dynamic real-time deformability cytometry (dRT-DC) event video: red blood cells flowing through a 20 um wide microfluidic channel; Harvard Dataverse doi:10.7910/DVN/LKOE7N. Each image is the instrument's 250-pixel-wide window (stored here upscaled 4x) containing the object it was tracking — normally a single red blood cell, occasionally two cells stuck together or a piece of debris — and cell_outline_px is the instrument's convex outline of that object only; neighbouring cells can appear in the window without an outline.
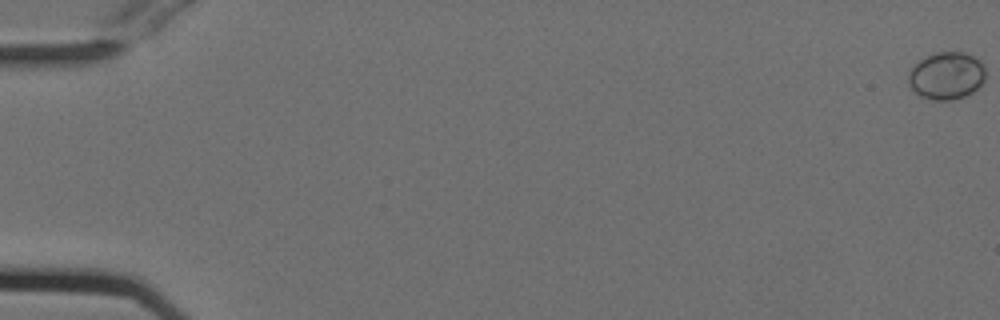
{"species": "Egyptian fruit bat (a non-hibernating species)", "species_latin": "Rousettus aegyptiacus", "temperature_condition": "cold", "stored_images_in_passage": 15, "camera_frame_rate_fps": 3000, "um_per_image_px": 0.085, "animal": {"sex": "female"}, "frame": {"image": 1, "passage_image": 1, "time_ms": 0.0, "image_size_px": [1000, 320], "cell_outline_px": [[984, 80], [972, 92], [964, 96], [952, 100], [932, 100], [920, 96], [912, 92], [908, 84], [908, 72], [916, 60], [936, 52], [964, 52], [980, 60], [984, 68]], "centroid_in_image_um": [80.38, 6.43], "position_along_channel_um": 4.6, "area_um2": 21.56}}
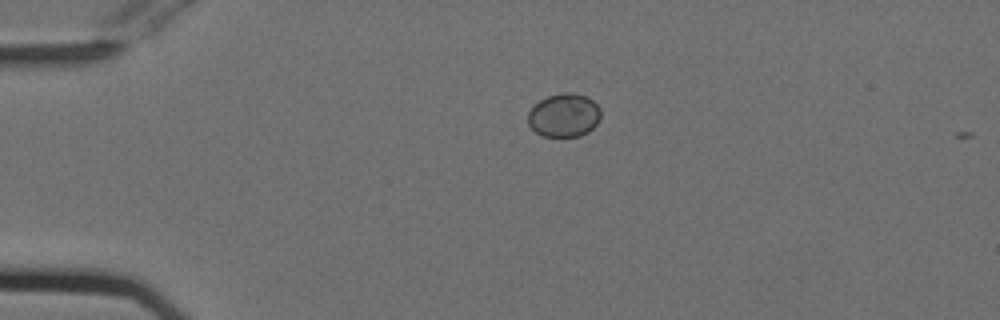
{"frame": {"image": 2, "passage_image": 14, "time_ms": 4.333, "image_size_px": [1000, 320], "cell_outline_px": [[600, 120], [588, 132], [580, 136], [544, 136], [536, 132], [528, 124], [528, 112], [540, 100], [548, 96], [564, 92], [572, 92], [588, 96], [600, 108]], "centroid_in_image_um": [47.96, 9.79], "position_along_channel_um": 37.0, "area_um2": 18.44}}